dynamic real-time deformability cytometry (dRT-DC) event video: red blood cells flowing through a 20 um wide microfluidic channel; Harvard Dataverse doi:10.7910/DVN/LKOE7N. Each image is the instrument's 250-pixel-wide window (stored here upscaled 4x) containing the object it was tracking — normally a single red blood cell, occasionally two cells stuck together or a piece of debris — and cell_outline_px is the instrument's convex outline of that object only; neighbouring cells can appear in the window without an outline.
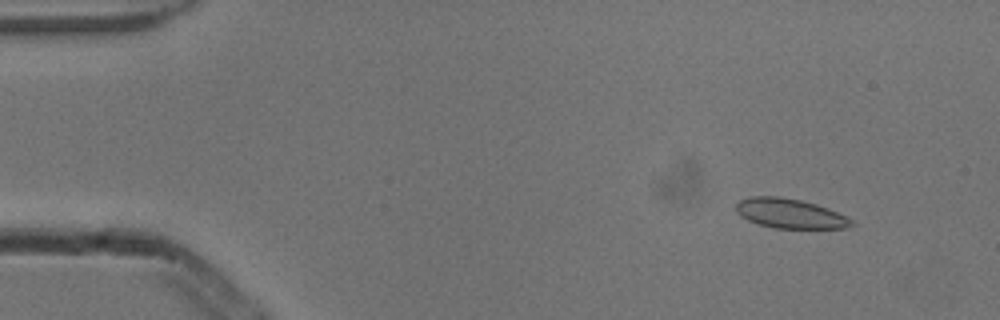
{"species": "common noctule bat (a hibernating species)", "species_latin": "Nyctalus noctula", "temperature_condition": "cold", "stored_images_in_passage": 4, "camera_frame_rate_fps": 3000, "um_per_image_px": 0.085, "animal": {"sex": "male", "body_mass_g": 13.3}, "frame": {"image": 1, "passage_image": 2, "time_ms": 0.333, "image_size_px": [1000, 320], "cell_outline_px": [[856, 224], [848, 228], [772, 228], [748, 220], [740, 216], [736, 212], [736, 204], [740, 200], [752, 196], [780, 196], [800, 200], [816, 204], [828, 208], [852, 220]], "centroid_in_image_um": [67.14, 18.15], "position_along_channel_um": 17.9, "area_um2": 19.88}}
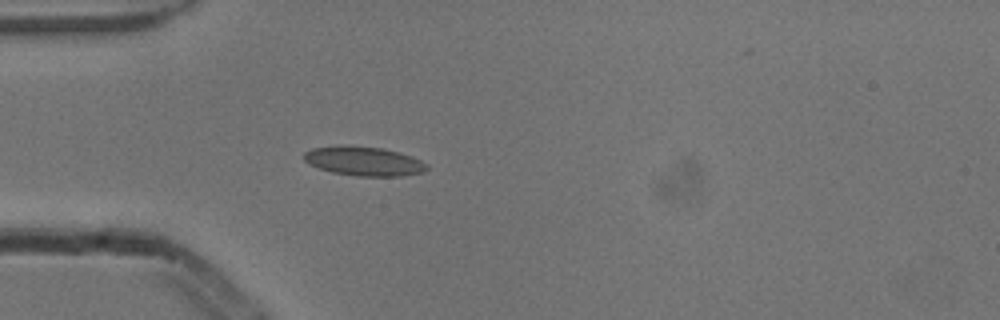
{"frame": {"image": 2, "passage_image": 4, "time_ms": 1.0, "image_size_px": [1000, 320], "cell_outline_px": [[428, 168], [424, 172], [400, 176], [360, 176], [332, 172], [308, 164], [304, 160], [304, 152], [312, 148], [348, 144], [384, 148], [400, 152], [412, 156], [428, 164]], "centroid_in_image_um": [30.94, 13.68], "position_along_channel_um": 54.1, "area_um2": 21.15}}